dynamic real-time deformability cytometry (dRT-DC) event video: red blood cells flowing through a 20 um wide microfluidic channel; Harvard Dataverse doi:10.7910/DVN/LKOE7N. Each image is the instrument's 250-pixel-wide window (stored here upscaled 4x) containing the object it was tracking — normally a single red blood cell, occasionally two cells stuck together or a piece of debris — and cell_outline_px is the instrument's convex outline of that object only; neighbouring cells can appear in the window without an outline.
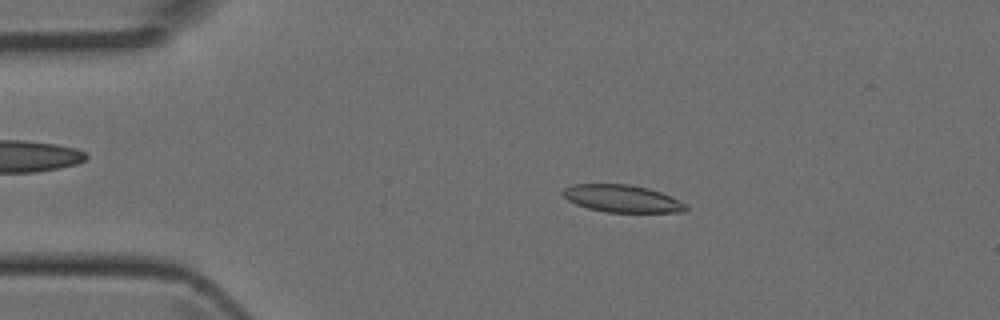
{"species": "Egyptian fruit bat (a non-hibernating species)", "species_latin": "Rousettus aegyptiacus", "temperature_condition": "room temperature", "stored_images_in_passage": 2, "camera_frame_rate_fps": 3000, "um_per_image_px": 0.085, "animal": {"sex": "female"}, "frame": {"image": 1, "passage_image": 1, "time_ms": 0.0, "image_size_px": [1000, 320], "cell_outline_px": [[688, 208], [684, 212], [604, 212], [588, 208], [576, 204], [568, 200], [560, 192], [564, 188], [572, 184], [628, 184], [648, 188], [660, 192], [688, 204]], "centroid_in_image_um": [52.87, 16.88], "position_along_channel_um": 32.1, "area_um2": 19.65}}